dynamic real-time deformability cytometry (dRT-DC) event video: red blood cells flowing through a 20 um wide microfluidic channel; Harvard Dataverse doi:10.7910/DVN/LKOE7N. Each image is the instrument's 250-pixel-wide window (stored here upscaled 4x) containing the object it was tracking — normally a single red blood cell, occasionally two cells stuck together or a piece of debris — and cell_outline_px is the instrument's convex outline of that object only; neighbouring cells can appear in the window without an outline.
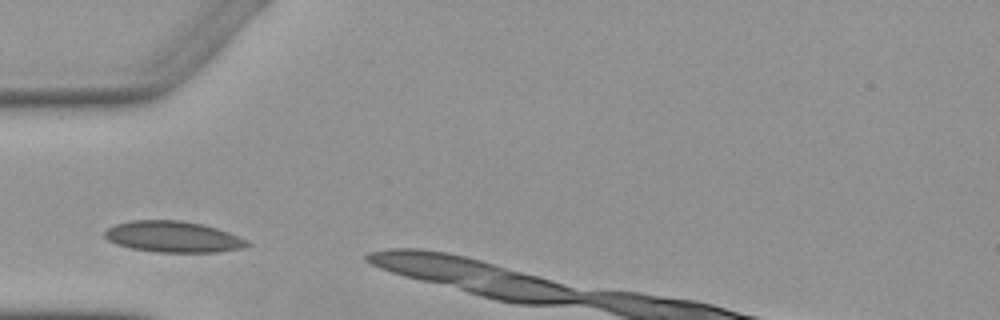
{"species": "Egyptian fruit bat (a non-hibernating species)", "species_latin": "Rousettus aegyptiacus", "temperature_condition": "warm", "stored_images_in_passage": 3, "camera_frame_rate_fps": 3000, "um_per_image_px": 0.085, "animal": {"sex": "female"}, "frame": {"image": 1, "passage_image": 1, "time_ms": 0.0, "image_size_px": [1000, 320], "cell_outline_px": [[252, 244], [244, 248], [216, 252], [156, 252], [132, 248], [116, 244], [108, 240], [104, 236], [104, 232], [108, 228], [116, 224], [128, 220], [184, 220], [204, 224], [228, 232], [248, 240]], "centroid_in_image_um": [14.73, 20.12], "position_along_channel_um": 70.3, "area_um2": 26.01}}